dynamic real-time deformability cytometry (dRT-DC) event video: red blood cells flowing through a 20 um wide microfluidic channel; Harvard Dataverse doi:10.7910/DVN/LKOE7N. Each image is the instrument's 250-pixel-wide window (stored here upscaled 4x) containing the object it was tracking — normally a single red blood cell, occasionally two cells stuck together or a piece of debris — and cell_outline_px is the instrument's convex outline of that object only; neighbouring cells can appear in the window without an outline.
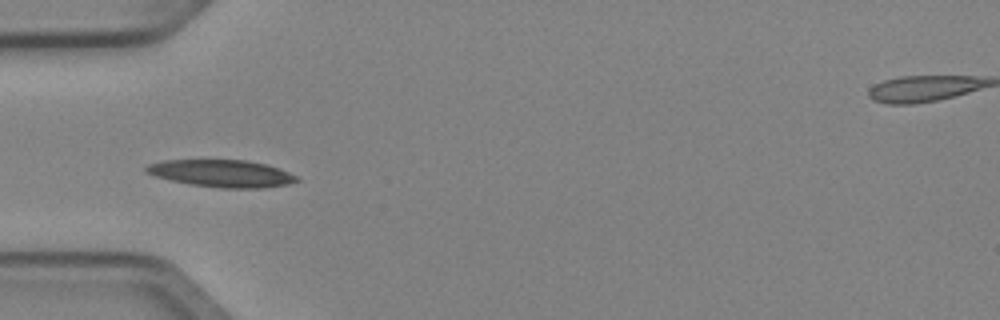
{"species": "Egyptian fruit bat (a non-hibernating species)", "species_latin": "Rousettus aegyptiacus", "temperature_condition": "cold", "stored_images_in_passage": 7, "camera_frame_rate_fps": 3000, "um_per_image_px": 0.085, "animal": {"sex": "female"}, "frame": {"image": 1, "passage_image": 5, "time_ms": 1.333, "image_size_px": [1000, 320], "cell_outline_px": [[300, 180], [288, 184], [264, 188], [220, 188], [192, 184], [172, 180], [156, 176], [144, 172], [144, 168], [148, 164], [164, 160], [244, 160], [268, 164], [280, 168], [296, 176]], "centroid_in_image_um": [18.86, 14.74], "position_along_channel_um": 66.1, "area_um2": 23.87}}
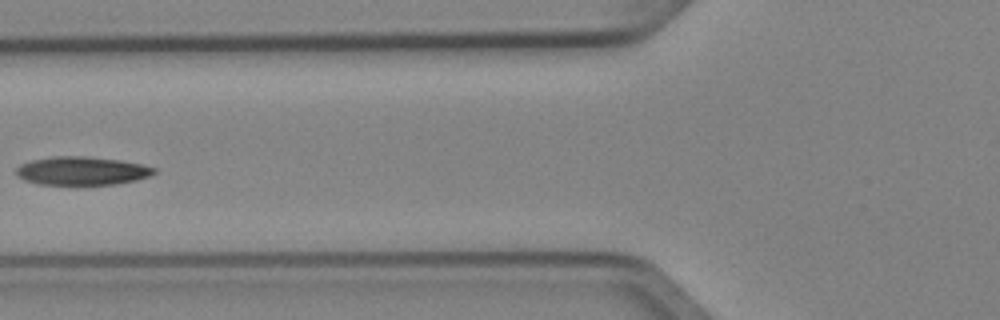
{"frame": {"image": 2, "passage_image": 6, "time_ms": 1.667, "image_size_px": [1000, 320], "cell_outline_px": [[156, 172], [148, 176], [136, 180], [116, 184], [40, 184], [24, 180], [16, 176], [16, 168], [20, 164], [32, 160], [52, 156], [88, 156], [120, 160], [140, 164], [156, 168]], "centroid_in_image_um": [6.93, 14.51], "position_along_channel_um": 118.9, "area_um2": 22.77}}
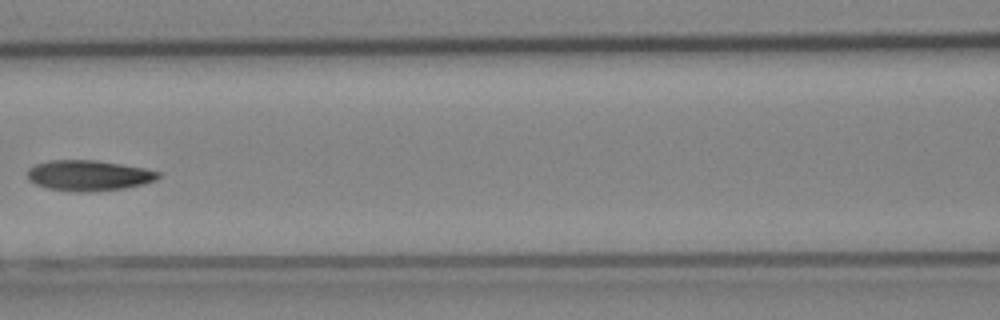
{"frame": {"image": 3, "passage_image": 7, "time_ms": 2.0, "image_size_px": [1000, 320], "cell_outline_px": [[160, 176], [156, 180], [144, 184], [124, 188], [88, 192], [76, 192], [48, 188], [36, 184], [28, 180], [28, 168], [36, 164], [48, 160], [96, 160], [144, 168], [160, 172]], "centroid_in_image_um": [7.53, 14.91], "position_along_channel_um": 159.1, "area_um2": 23.29}}